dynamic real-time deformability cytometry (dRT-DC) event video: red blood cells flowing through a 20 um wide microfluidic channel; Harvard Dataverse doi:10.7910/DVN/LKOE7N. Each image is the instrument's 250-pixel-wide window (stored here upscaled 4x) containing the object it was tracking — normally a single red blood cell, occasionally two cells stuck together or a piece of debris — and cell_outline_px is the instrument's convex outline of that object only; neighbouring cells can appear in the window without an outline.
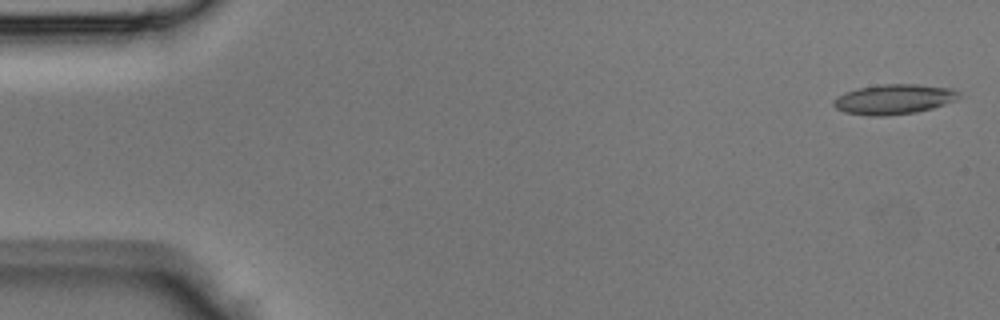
{"species": "Egyptian fruit bat (a non-hibernating species)", "species_latin": "Rousettus aegyptiacus", "temperature_condition": "room temperature", "stored_images_in_passage": 8, "camera_frame_rate_fps": 3000, "um_per_image_px": 0.085, "animal": {"sex": "male"}, "frame": {"image": 1, "passage_image": 1, "time_ms": 0.0, "image_size_px": [1000, 320], "cell_outline_px": [[960, 96], [956, 100], [932, 108], [916, 112], [884, 116], [868, 116], [844, 112], [836, 108], [832, 104], [832, 100], [844, 92], [856, 88], [884, 84], [916, 84], [952, 88], [960, 92]], "centroid_in_image_um": [75.96, 8.43], "position_along_channel_um": 9.0, "area_um2": 22.02}}